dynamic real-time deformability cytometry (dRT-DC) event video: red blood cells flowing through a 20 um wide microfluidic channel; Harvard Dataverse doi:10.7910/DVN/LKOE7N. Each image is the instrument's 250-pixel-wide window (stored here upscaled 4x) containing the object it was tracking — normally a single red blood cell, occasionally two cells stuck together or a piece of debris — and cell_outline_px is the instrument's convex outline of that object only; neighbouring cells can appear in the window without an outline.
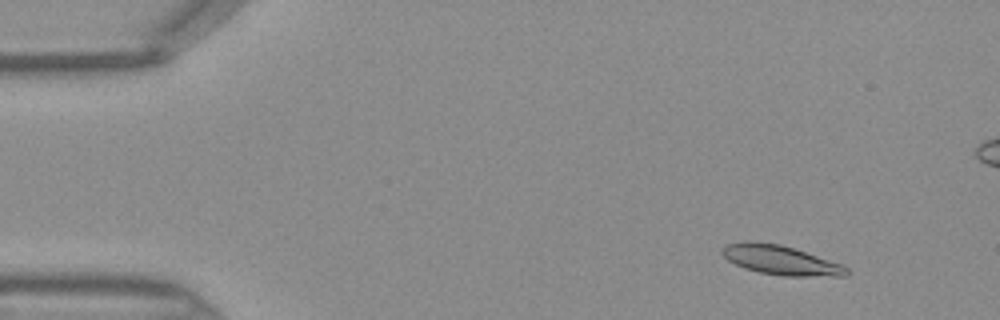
{"species": "Egyptian fruit bat (a non-hibernating species)", "species_latin": "Rousettus aegyptiacus", "temperature_condition": "warm", "stored_images_in_passage": 47, "camera_frame_rate_fps": 3000, "um_per_image_px": 0.085, "frame": {"image": 1, "passage_image": 5, "time_ms": 1.333, "image_size_px": [1000, 320], "cell_outline_px": [[852, 272], [848, 276], [784, 276], [760, 272], [744, 268], [728, 260], [720, 252], [720, 248], [728, 244], [744, 240], [752, 240], [780, 244], [844, 264]], "centroid_in_image_um": [66.38, 22.1], "position_along_channel_um": 18.6, "area_um2": 21.62}}
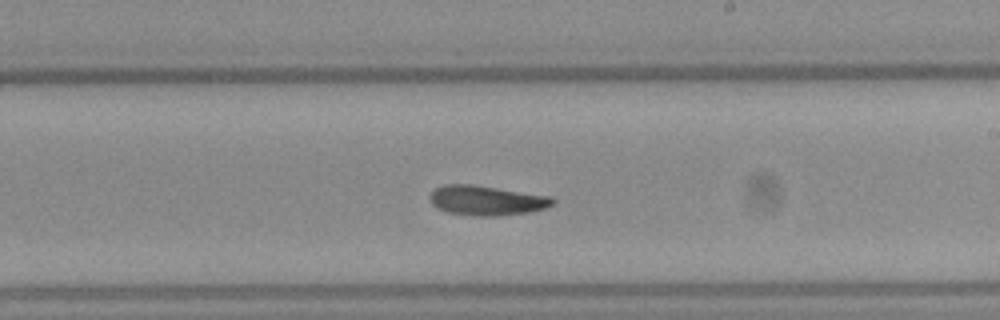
{"frame": {"image": 2, "passage_image": 27, "time_ms": 8.667, "image_size_px": [1000, 320], "cell_outline_px": [[556, 204], [532, 212], [496, 216], [480, 216], [448, 212], [436, 208], [432, 204], [432, 192], [436, 188], [444, 184], [472, 184], [552, 196], [556, 200]], "centroid_in_image_um": [41.43, 17.03], "position_along_channel_um": 247.6, "area_um2": 21.33}}
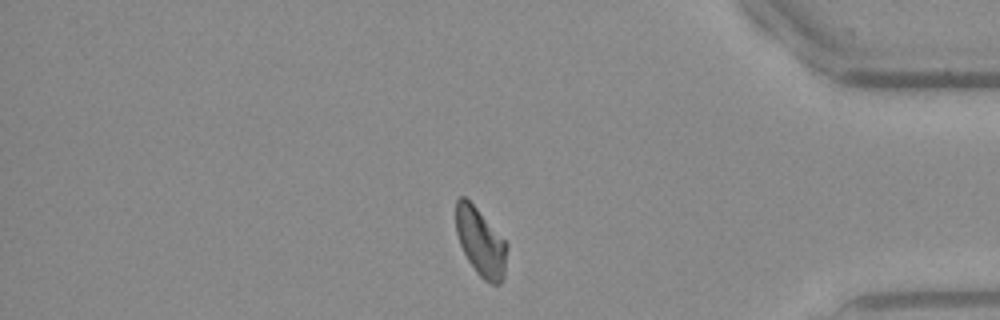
{"frame": {"image": 3, "passage_image": 39, "time_ms": 12.667, "image_size_px": [1000, 320], "cell_outline_px": [[508, 248], [504, 280], [500, 284], [492, 284], [484, 280], [476, 272], [468, 260], [460, 244], [456, 232], [456, 200], [460, 196], [464, 196], [476, 208], [508, 244]], "centroid_in_image_um": [40.87, 20.62], "position_along_channel_um": 394.3, "area_um2": 20.11}}